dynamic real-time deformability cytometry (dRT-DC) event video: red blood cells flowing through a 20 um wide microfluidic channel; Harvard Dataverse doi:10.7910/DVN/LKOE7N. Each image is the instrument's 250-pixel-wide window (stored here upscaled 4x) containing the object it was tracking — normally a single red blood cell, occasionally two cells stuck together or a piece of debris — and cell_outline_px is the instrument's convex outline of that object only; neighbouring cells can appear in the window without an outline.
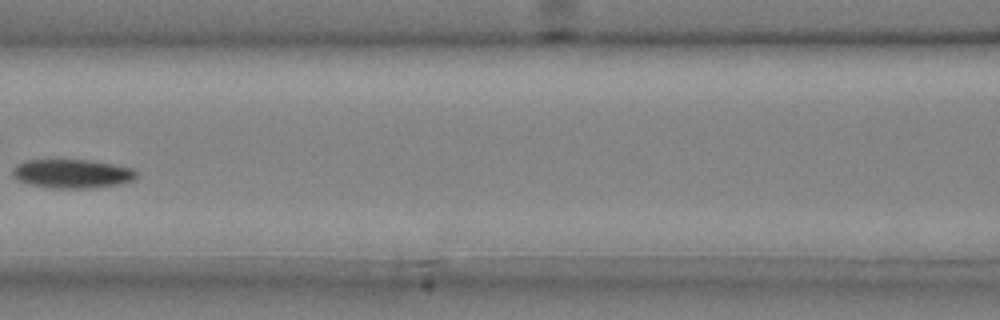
{"species": "common noctule bat (a hibernating species)", "species_latin": "Nyctalus noctula", "temperature_condition": "cold", "stored_images_in_passage": 5, "camera_frame_rate_fps": 3000, "um_per_image_px": 0.085, "animal": {"sex": "male", "body_mass_g": 20.4}, "frame": {"image": 1, "passage_image": 5, "time_ms": 1.333, "image_size_px": [1000, 320], "cell_outline_px": [[136, 176], [132, 180], [120, 184], [96, 188], [48, 188], [28, 184], [16, 180], [12, 176], [12, 168], [16, 164], [24, 160], [88, 160], [112, 164], [132, 168], [136, 172]], "centroid_in_image_um": [6.07, 14.77], "position_along_channel_um": 160.5, "area_um2": 21.04}}